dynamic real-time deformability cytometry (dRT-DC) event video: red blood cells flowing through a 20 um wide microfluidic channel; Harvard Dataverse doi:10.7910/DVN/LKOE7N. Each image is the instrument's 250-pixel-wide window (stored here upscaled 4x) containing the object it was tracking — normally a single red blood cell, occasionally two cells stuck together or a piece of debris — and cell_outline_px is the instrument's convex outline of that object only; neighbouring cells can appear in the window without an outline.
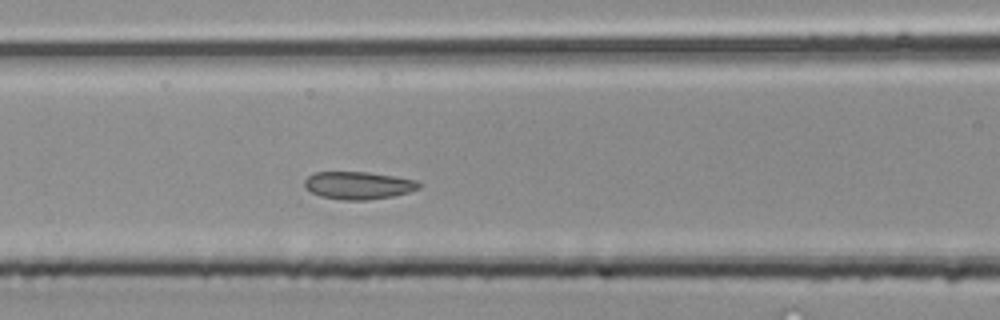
{"species": "common noctule bat (a hibernating species)", "species_latin": "Nyctalus noctula", "temperature_condition": "room temperature", "stored_images_in_passage": 39, "segment_of_instrument_passage": [2, 3], "camera_frame_rate_fps": 3000, "um_per_image_px": 0.085, "animal": {"sex": "male", "body_mass_g": 20.4}, "frame": {"image": 1, "passage_image": 13, "time_ms": 4.0, "image_size_px": [1000, 320], "cell_outline_px": [[424, 184], [420, 188], [408, 192], [392, 196], [364, 200], [344, 200], [320, 196], [304, 188], [304, 180], [308, 176], [316, 172], [368, 172], [396, 176], [416, 180]], "centroid_in_image_um": [30.47, 15.75], "position_along_channel_um": 136.1, "area_um2": 18.5}}
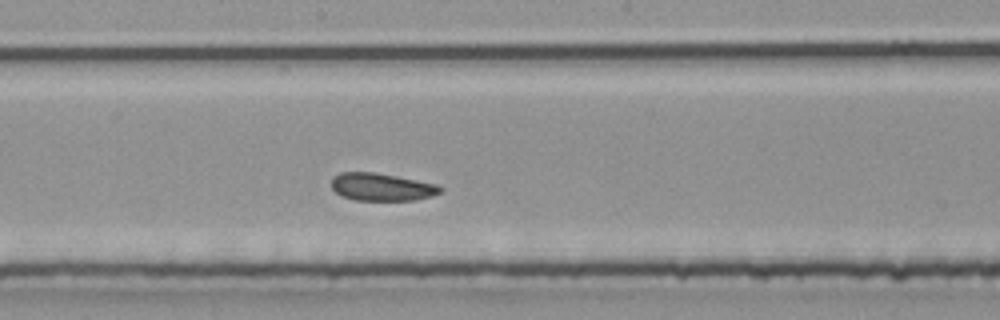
{"frame": {"image": 2, "passage_image": 18, "time_ms": 5.667, "image_size_px": [1000, 320], "cell_outline_px": [[444, 188], [440, 192], [432, 196], [416, 200], [356, 200], [344, 196], [336, 192], [332, 188], [332, 176], [340, 172], [372, 172], [396, 176], [436, 184]], "centroid_in_image_um": [32.44, 15.89], "position_along_channel_um": 215.8, "area_um2": 17.4}}
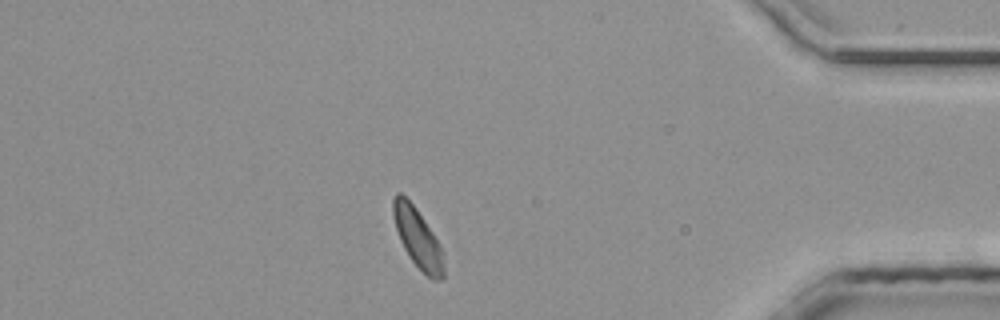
{"frame": {"image": 3, "passage_image": 32, "time_ms": 10.333, "image_size_px": [1000, 320], "cell_outline_px": [[444, 280], [432, 280], [408, 256], [400, 240], [396, 228], [392, 212], [392, 200], [396, 192], [400, 192], [416, 208], [440, 244], [444, 264]], "centroid_in_image_um": [35.5, 20.23], "position_along_channel_um": 399.7, "area_um2": 17.34}}